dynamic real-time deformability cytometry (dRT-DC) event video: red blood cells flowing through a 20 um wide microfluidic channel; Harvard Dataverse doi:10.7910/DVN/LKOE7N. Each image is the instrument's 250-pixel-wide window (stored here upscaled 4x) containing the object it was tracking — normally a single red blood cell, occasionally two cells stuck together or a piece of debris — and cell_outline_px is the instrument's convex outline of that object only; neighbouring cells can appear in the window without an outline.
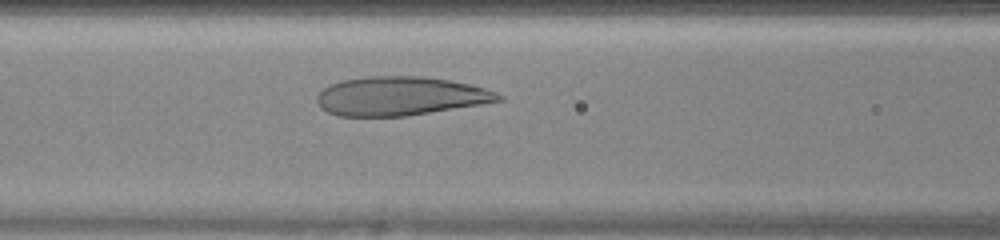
{"species": "human", "species_latin": "Homo sapiens", "temperature_condition": "warm", "stored_images_in_passage": 33, "camera_frame_rate_fps": 3000, "um_per_image_px": 0.085, "donor": {"sex": "female"}, "frame": {"image": 1, "passage_image": 13, "time_ms": 4.0, "image_size_px": [1000, 240], "cell_outline_px": [[504, 100], [408, 116], [336, 116], [320, 108], [316, 100], [316, 96], [324, 88], [340, 80], [368, 76], [424, 76], [448, 80], [468, 84], [484, 88], [496, 92], [504, 96]], "centroid_in_image_um": [34.0, 8.17], "position_along_channel_um": 132.6, "area_um2": 41.1}}
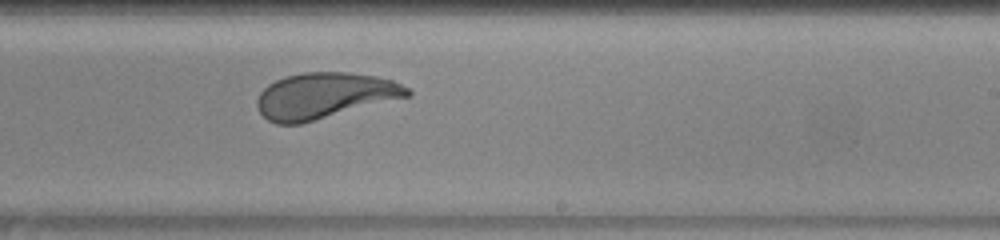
{"frame": {"image": 2, "passage_image": 22, "time_ms": 7.0, "image_size_px": [1000, 240], "cell_outline_px": [[412, 96], [300, 124], [276, 124], [268, 120], [260, 112], [256, 104], [256, 100], [260, 92], [268, 84], [284, 76], [304, 72], [348, 72], [376, 76], [392, 80], [408, 88], [412, 92]], "centroid_in_image_um": [27.59, 8.13], "position_along_channel_um": 261.4, "area_um2": 40.4}}
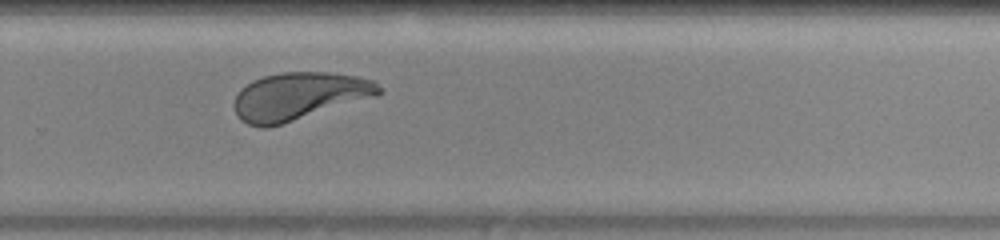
{"frame": {"image": 3, "passage_image": 25, "time_ms": 8.0, "image_size_px": [1000, 240], "cell_outline_px": [[384, 92], [376, 96], [268, 128], [260, 128], [248, 124], [240, 120], [236, 116], [232, 104], [240, 88], [252, 80], [264, 76], [284, 72], [328, 72], [356, 76], [376, 80]], "centroid_in_image_um": [25.4, 8.18], "position_along_channel_um": 304.4, "area_um2": 40.4}, "authors_computed_cell_mechanics": {"area_um2": 40.749, "velocity_mm_per_s": 4.3072, "shape_relaxation_time_tau1_ms": 3.4421, "shape_relaxation_time_tau2_ms": 0.7365, "deformation_change_tau1": 0.1634, "deformation_change_tau2": 0.0743}}